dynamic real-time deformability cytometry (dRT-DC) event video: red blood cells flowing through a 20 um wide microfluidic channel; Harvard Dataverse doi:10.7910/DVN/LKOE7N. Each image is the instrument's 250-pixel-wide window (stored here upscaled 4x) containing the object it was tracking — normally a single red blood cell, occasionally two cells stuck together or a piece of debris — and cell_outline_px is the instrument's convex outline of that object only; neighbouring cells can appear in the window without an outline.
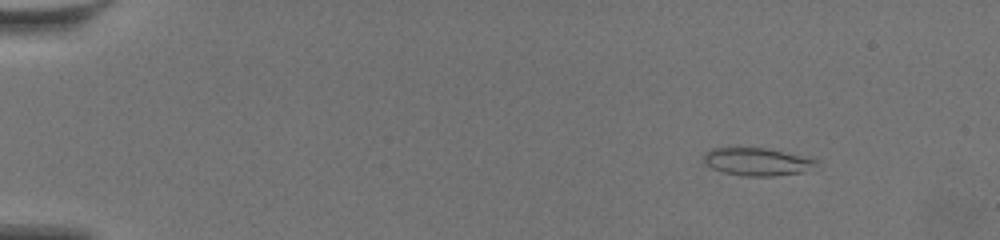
{"species": "common noctule bat (a hibernating species)", "species_latin": "Nyctalus noctula", "temperature_condition": "warm", "stored_images_in_passage": 55, "camera_frame_rate_fps": 3000, "um_per_image_px": 0.085, "animal": {"sex": "female", "body_mass_g": 19.5, "forearm_length_mm": 54.1}, "frame": {"image": 1, "passage_image": 3, "time_ms": 0.667, "image_size_px": [1000, 240], "cell_outline_px": [[816, 160], [804, 172], [772, 176], [744, 176], [724, 172], [712, 168], [704, 164], [704, 152], [712, 148], [736, 144], [764, 148], [800, 156]], "centroid_in_image_um": [64.16, 13.7], "position_along_channel_um": 20.8, "area_um2": 18.38}}
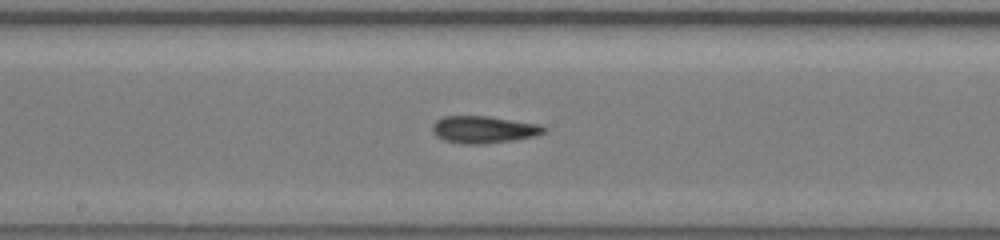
{"frame": {"image": 2, "passage_image": 29, "time_ms": 9.333, "image_size_px": [1000, 240], "cell_outline_px": [[548, 132], [516, 140], [484, 144], [460, 144], [444, 140], [436, 136], [432, 132], [432, 124], [436, 120], [444, 116], [488, 116], [540, 124], [548, 128]], "centroid_in_image_um": [41.12, 11.01], "position_along_channel_um": 207.1, "area_um2": 17.92}}
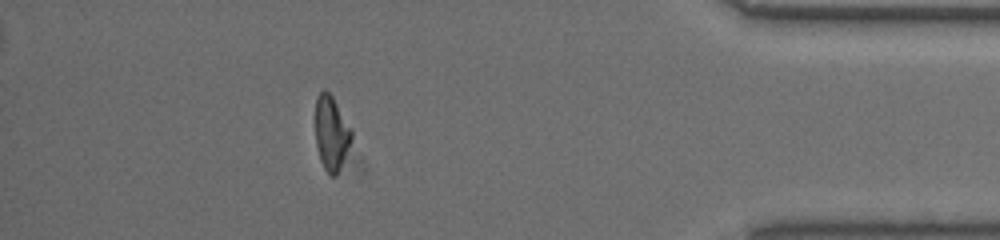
{"frame": {"image": 3, "passage_image": 49, "time_ms": 16.0, "image_size_px": [1000, 240], "cell_outline_px": [[352, 140], [336, 176], [328, 176], [320, 160], [316, 144], [316, 96], [324, 88], [332, 96], [352, 128]], "centroid_in_image_um": [28.17, 11.32], "position_along_channel_um": 407.0, "area_um2": 15.72}, "authors_computed_cell_mechanics": {"area_um2": 17.1666, "velocity_mm_per_s": 3.5808, "shape_relaxation_time_tau1_ms": null, "shape_relaxation_time_tau2_ms": 3.842, "deformation_change_tau1": null, "deformation_change_tau2": 0.1165}}